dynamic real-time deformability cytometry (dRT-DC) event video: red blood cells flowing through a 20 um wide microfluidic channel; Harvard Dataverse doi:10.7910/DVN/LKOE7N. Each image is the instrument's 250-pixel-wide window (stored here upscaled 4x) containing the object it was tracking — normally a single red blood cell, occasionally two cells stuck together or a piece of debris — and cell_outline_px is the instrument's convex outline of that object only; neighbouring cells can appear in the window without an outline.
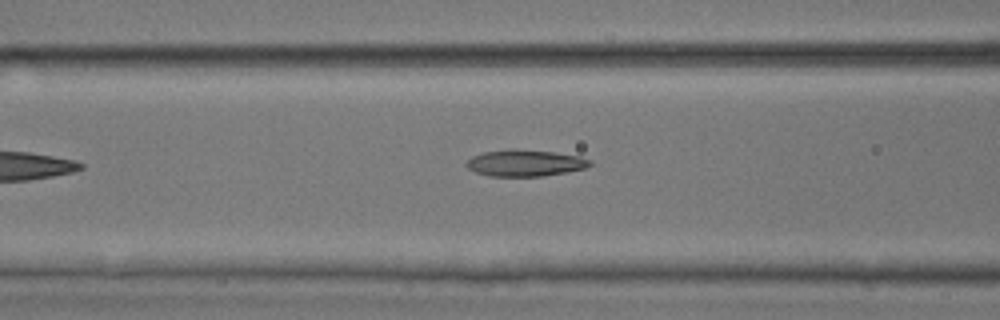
{"species": "common noctule bat (a hibernating species)", "species_latin": "Nyctalus noctula", "temperature_condition": "room temperature", "stored_images_in_passage": 5, "camera_frame_rate_fps": 3000, "um_per_image_px": 0.085, "animal": {"sex": "male", "body_mass_g": 17.9, "forearm_length_mm": 54.2}, "frame": {"image": 1, "passage_image": 5, "time_ms": 5.667, "image_size_px": [1000, 320], "cell_outline_px": [[592, 164], [584, 168], [544, 176], [488, 176], [476, 172], [468, 168], [464, 164], [472, 156], [484, 152], [508, 148], [516, 148], [556, 152], [580, 156], [592, 160]], "centroid_in_image_um": [44.62, 13.84], "position_along_channel_um": 122.0, "area_um2": 19.31}}